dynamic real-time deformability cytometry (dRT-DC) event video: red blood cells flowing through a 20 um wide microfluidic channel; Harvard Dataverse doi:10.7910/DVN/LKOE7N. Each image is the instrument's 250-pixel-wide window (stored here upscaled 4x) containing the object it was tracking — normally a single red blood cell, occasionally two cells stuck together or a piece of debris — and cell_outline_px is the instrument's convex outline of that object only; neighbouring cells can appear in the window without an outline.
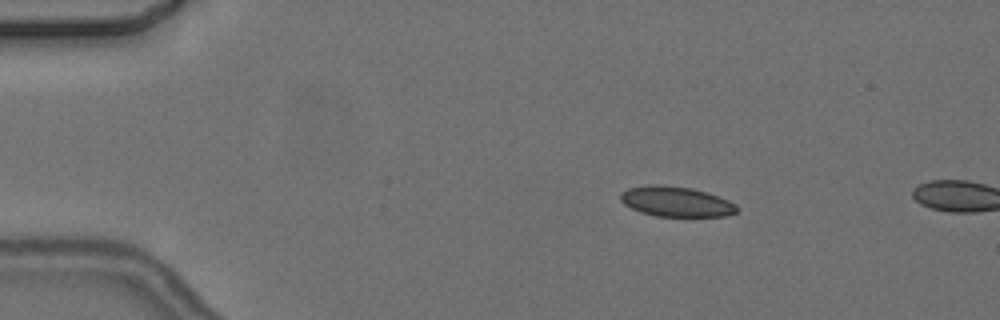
{"species": "common noctule bat (a hibernating species)", "species_latin": "Nyctalus noctula", "temperature_condition": "cold", "stored_images_in_passage": 4, "camera_frame_rate_fps": 3000, "um_per_image_px": 0.085, "animal": {"sex": "female", "body_mass_g": 24.6, "forearm_length_mm": 56.2}, "frame": {"image": 1, "passage_image": 3, "time_ms": 2.333, "image_size_px": [1000, 320], "cell_outline_px": [[740, 208], [736, 212], [724, 216], [656, 216], [640, 212], [624, 204], [620, 200], [620, 192], [628, 188], [652, 184], [664, 184], [692, 188], [708, 192], [728, 200], [736, 204]], "centroid_in_image_um": [57.46, 17.12], "position_along_channel_um": 27.5, "area_um2": 20.63}}